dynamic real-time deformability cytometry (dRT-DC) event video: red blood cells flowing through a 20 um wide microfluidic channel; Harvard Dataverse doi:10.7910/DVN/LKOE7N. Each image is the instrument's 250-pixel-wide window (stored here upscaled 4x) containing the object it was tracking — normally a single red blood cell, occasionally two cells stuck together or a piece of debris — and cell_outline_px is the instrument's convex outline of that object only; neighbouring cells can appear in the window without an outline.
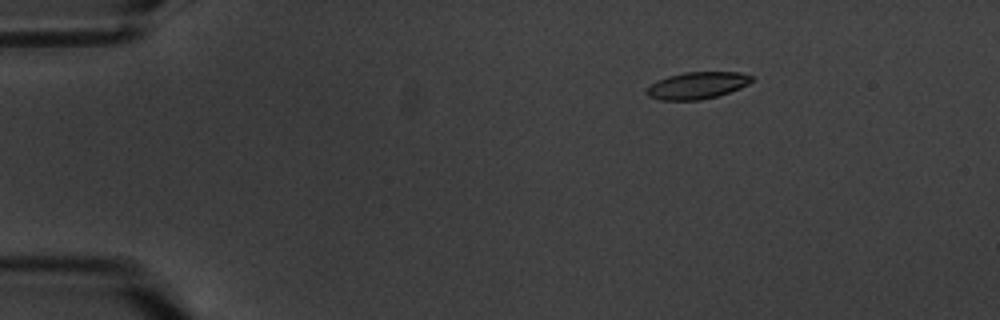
{"species": "common noctule bat (a hibernating species)", "species_latin": "Nyctalus noctula", "temperature_condition": "warm", "stored_images_in_passage": 5, "camera_frame_rate_fps": 3000, "um_per_image_px": 0.085, "animal": {"sex": "male", "body_mass_g": 20.1, "forearm_length_mm": 53.5}, "frame": {"image": 1, "passage_image": 2, "time_ms": 1.667, "image_size_px": [1000, 320], "cell_outline_px": [[752, 80], [748, 84], [740, 88], [716, 96], [700, 100], [660, 100], [648, 96], [644, 92], [652, 84], [668, 76], [684, 72], [740, 72], [752, 76]], "centroid_in_image_um": [59.25, 7.26], "position_along_channel_um": 25.7, "area_um2": 16.3}}
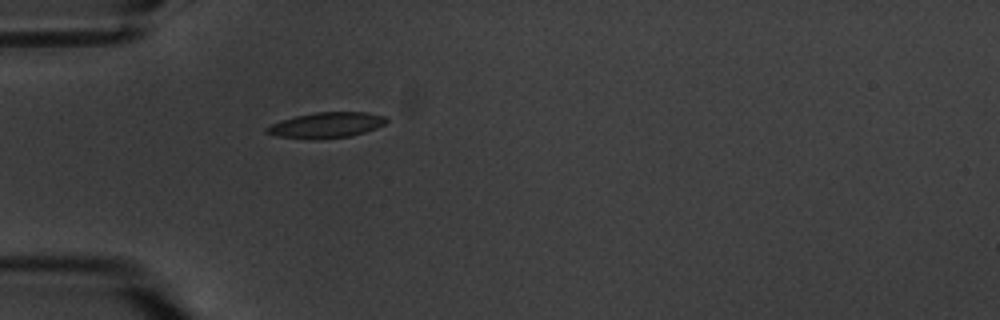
{"frame": {"image": 2, "passage_image": 5, "time_ms": 4.667, "image_size_px": [1000, 320], "cell_outline_px": [[388, 120], [384, 124], [376, 128], [352, 136], [320, 140], [312, 140], [276, 136], [264, 132], [264, 128], [272, 124], [296, 116], [316, 112], [368, 112], [384, 116]], "centroid_in_image_um": [27.73, 10.65], "position_along_channel_um": 57.3, "area_um2": 17.98}}